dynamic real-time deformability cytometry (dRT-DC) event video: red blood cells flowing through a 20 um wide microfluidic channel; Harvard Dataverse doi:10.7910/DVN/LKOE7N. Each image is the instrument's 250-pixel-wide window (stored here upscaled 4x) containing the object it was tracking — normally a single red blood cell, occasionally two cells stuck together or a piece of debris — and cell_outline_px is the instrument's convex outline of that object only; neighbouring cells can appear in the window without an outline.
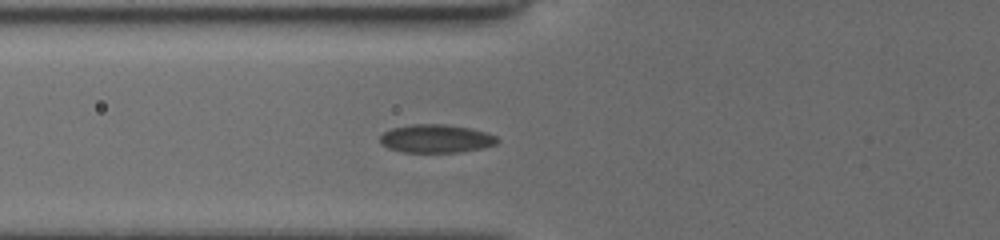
{"species": "common noctule bat (a hibernating species)", "species_latin": "Nyctalus noctula", "temperature_condition": "cold", "stored_images_in_passage": 35, "camera_frame_rate_fps": 3000, "um_per_image_px": 0.085, "animal": {"sex": "female", "body_mass_g": 19.5, "forearm_length_mm": 54.1}, "frame": {"image": 1, "passage_image": 9, "time_ms": 2.667, "image_size_px": [1000, 240], "cell_outline_px": [[500, 140], [496, 144], [480, 148], [460, 152], [404, 152], [388, 148], [380, 144], [380, 136], [384, 132], [392, 128], [412, 124], [444, 124], [468, 128], [484, 132], [496, 136]], "centroid_in_image_um": [37.03, 11.78], "position_along_channel_um": 88.8, "area_um2": 19.19}}
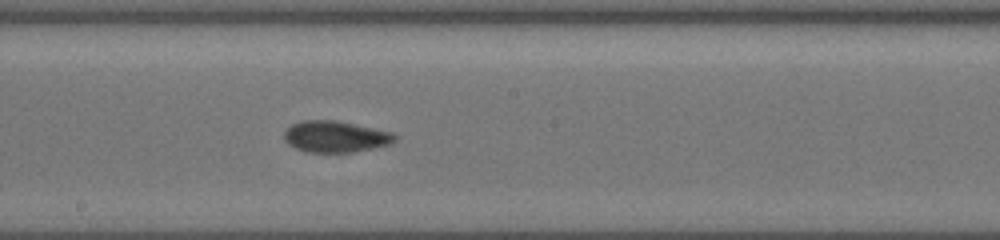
{"frame": {"image": 2, "passage_image": 19, "time_ms": 6.0, "image_size_px": [1000, 240], "cell_outline_px": [[396, 140], [392, 144], [352, 152], [304, 152], [288, 144], [284, 140], [284, 132], [292, 124], [304, 120], [336, 120], [392, 132], [396, 136]], "centroid_in_image_um": [28.51, 11.61], "position_along_channel_um": 219.7, "area_um2": 20.23}}
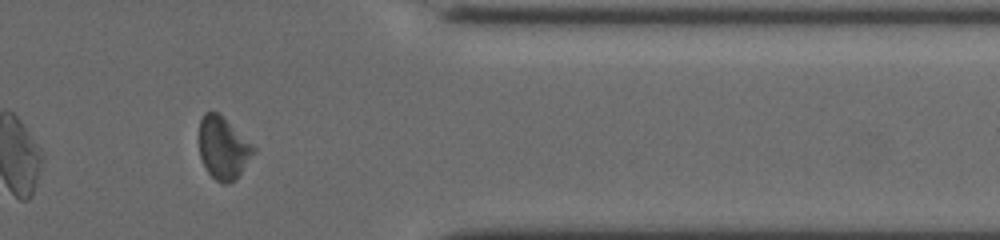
{"frame": {"image": 3, "passage_image": 33, "time_ms": 10.667, "image_size_px": [1000, 240], "cell_outline_px": [[256, 148], [236, 180], [228, 184], [224, 184], [216, 180], [208, 172], [200, 156], [200, 120], [204, 112], [220, 112]], "centroid_in_image_um": [18.97, 12.56], "position_along_channel_um": 392.4, "area_um2": 19.59}, "authors_computed_cell_mechanics": {"area_um2": 19.3052, "velocity_mm_per_s": 3.9241, "shape_relaxation_time_tau1_ms": 4.8545, "shape_relaxation_time_tau2_ms": 3.6065, "deformation_change_tau1": 0.0869, "deformation_change_tau2": 0.0691}}